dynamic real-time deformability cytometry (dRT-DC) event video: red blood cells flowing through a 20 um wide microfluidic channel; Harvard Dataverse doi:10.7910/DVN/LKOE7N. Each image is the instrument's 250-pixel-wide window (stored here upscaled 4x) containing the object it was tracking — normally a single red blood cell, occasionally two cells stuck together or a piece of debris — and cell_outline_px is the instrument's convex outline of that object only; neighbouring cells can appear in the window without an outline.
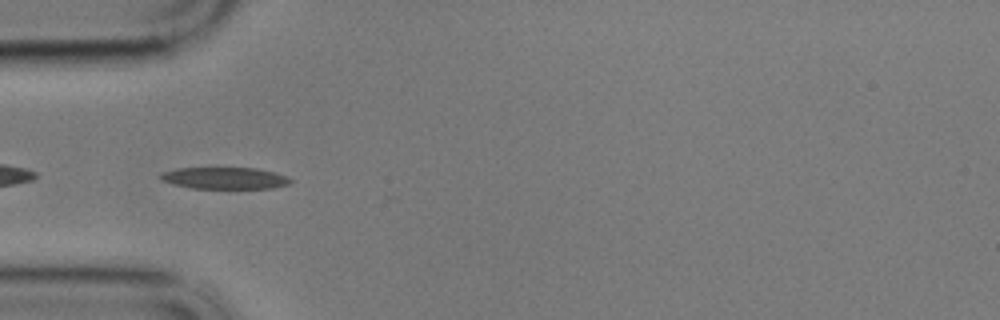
{"species": "common noctule bat (a hibernating species)", "species_latin": "Nyctalus noctula", "temperature_condition": "cold", "stored_images_in_passage": 42, "camera_frame_rate_fps": 3000, "um_per_image_px": 0.085, "animal": {"sex": "male", "body_mass_g": 17.9}, "frame": {"image": 1, "passage_image": 2, "time_ms": 0.333, "image_size_px": [1000, 320], "cell_outline_px": [[292, 184], [272, 188], [192, 188], [160, 180], [156, 176], [160, 172], [176, 168], [256, 168], [276, 172], [288, 176], [292, 180]], "centroid_in_image_um": [19.11, 15.13], "position_along_channel_um": 65.9, "area_um2": 16.65}}
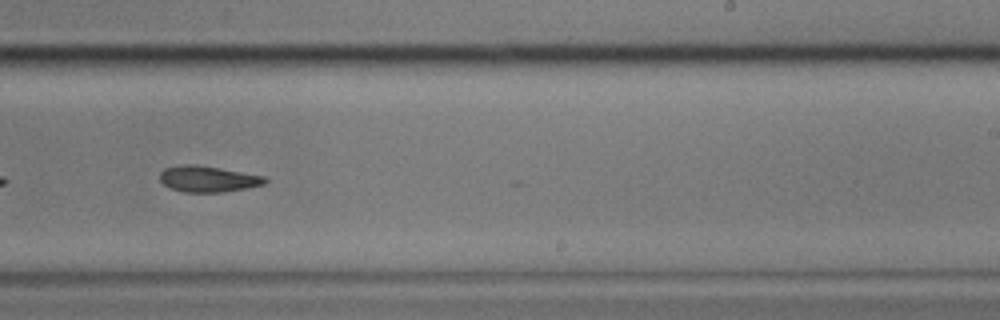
{"frame": {"image": 2, "passage_image": 20, "time_ms": 6.333, "image_size_px": [1000, 320], "cell_outline_px": [[268, 180], [264, 184], [224, 192], [184, 192], [168, 188], [160, 180], [160, 172], [164, 168], [184, 164], [196, 164], [220, 168], [264, 176]], "centroid_in_image_um": [17.64, 15.21], "position_along_channel_um": 271.4, "area_um2": 15.95}}
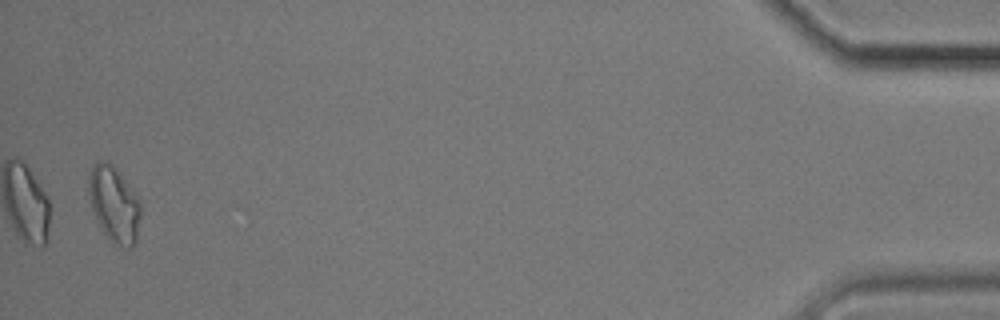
{"frame": {"image": 3, "passage_image": 41, "time_ms": 13.333, "image_size_px": [1000, 320], "cell_outline_px": [[140, 216], [136, 240], [132, 248], [128, 248], [120, 244], [108, 236], [104, 232], [96, 220], [92, 212], [88, 196], [88, 176], [92, 164], [100, 160], [108, 160], [116, 168], [140, 200]], "centroid_in_image_um": [9.67, 17.28], "position_along_channel_um": 425.5, "area_um2": 22.89}, "authors_computed_cell_mechanics": {"area_um2": 16.9932, "velocity_mm_per_s": 3.4286, "shape_relaxation_time_tau1_ms": 5.5631, "shape_relaxation_time_tau2_ms": 10.576, "deformation_change_tau1": 0.1114, "deformation_change_tau2": 0.1703}}